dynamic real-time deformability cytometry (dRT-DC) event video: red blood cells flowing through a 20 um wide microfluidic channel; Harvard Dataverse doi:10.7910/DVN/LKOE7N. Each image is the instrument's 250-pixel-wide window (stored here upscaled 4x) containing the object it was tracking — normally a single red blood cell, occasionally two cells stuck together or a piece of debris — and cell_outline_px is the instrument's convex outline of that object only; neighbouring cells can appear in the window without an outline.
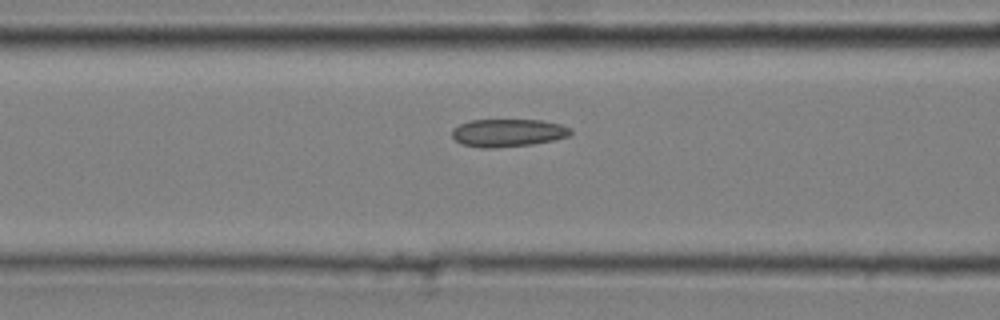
{"species": "common noctule bat (a hibernating species)", "species_latin": "Nyctalus noctula", "temperature_condition": "cold", "stored_images_in_passage": 36, "camera_frame_rate_fps": 3000, "um_per_image_px": 0.085, "animal": {"sex": "male", "body_mass_g": 20.4}, "frame": {"image": 1, "passage_image": 13, "time_ms": 4.0, "image_size_px": [1000, 320], "cell_outline_px": [[572, 132], [568, 136], [556, 140], [532, 144], [496, 148], [480, 148], [460, 144], [452, 136], [452, 128], [460, 124], [472, 120], [540, 120], [560, 124], [572, 128]], "centroid_in_image_um": [43.17, 11.3], "position_along_channel_um": 123.4, "area_um2": 19.36}}
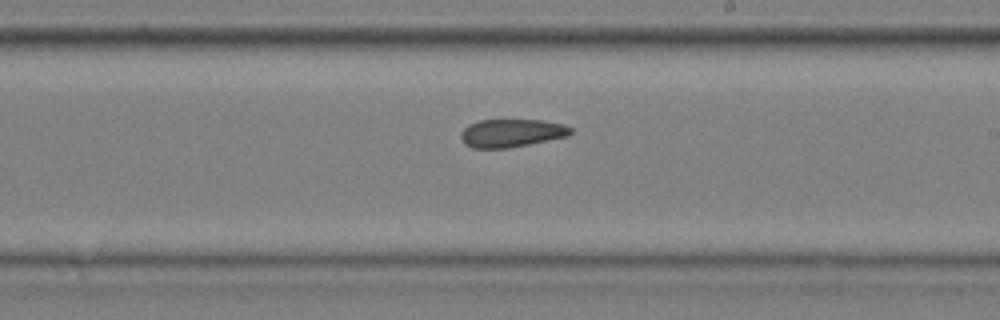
{"frame": {"image": 2, "passage_image": 23, "time_ms": 7.333, "image_size_px": [1000, 320], "cell_outline_px": [[572, 132], [568, 136], [508, 148], [472, 148], [464, 144], [460, 136], [460, 132], [468, 124], [480, 120], [540, 120], [564, 124], [572, 128]], "centroid_in_image_um": [43.45, 11.31], "position_along_channel_um": 245.6, "area_um2": 17.98}}
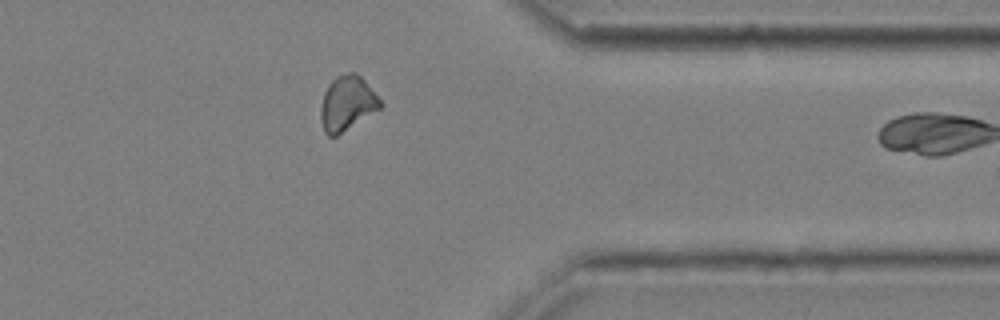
{"frame": {"image": 3, "passage_image": 35, "time_ms": 11.333, "image_size_px": [1000, 320], "cell_outline_px": [[384, 104], [380, 108], [336, 136], [328, 136], [324, 132], [320, 120], [320, 108], [324, 92], [328, 84], [336, 76], [348, 72], [356, 72], [364, 80]], "centroid_in_image_um": [29.48, 8.77], "position_along_channel_um": 381.9, "area_um2": 18.9}}